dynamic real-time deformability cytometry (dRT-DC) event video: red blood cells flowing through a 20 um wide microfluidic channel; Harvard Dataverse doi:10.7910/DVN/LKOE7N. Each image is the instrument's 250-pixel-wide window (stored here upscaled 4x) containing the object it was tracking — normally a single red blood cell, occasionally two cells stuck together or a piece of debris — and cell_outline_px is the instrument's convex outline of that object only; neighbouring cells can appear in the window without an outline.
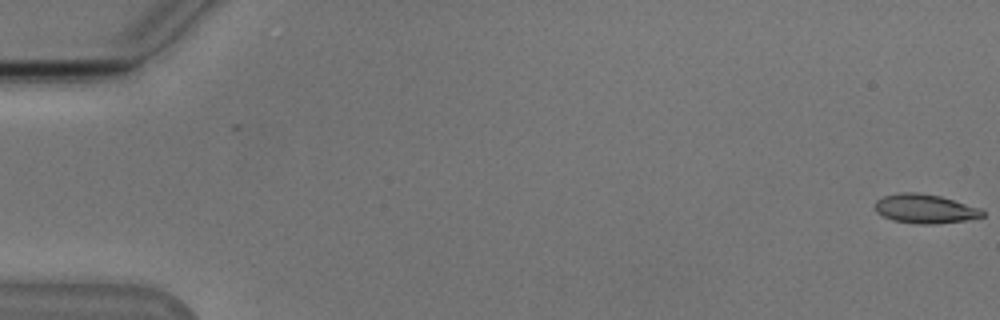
{"species": "Egyptian fruit bat (a non-hibernating species)", "species_latin": "Rousettus aegyptiacus", "temperature_condition": "cold", "stored_images_in_passage": 50, "camera_frame_rate_fps": 3000, "um_per_image_px": 0.085, "animal": {"sex": "male"}, "frame": {"image": 1, "passage_image": 1, "time_ms": 0.0, "image_size_px": [1000, 320], "cell_outline_px": [[984, 216], [964, 220], [936, 224], [916, 224], [892, 220], [876, 212], [876, 200], [884, 196], [900, 192], [916, 192], [940, 196], [980, 208], [984, 212]], "centroid_in_image_um": [78.61, 17.74], "position_along_channel_um": 6.4, "area_um2": 18.09}}
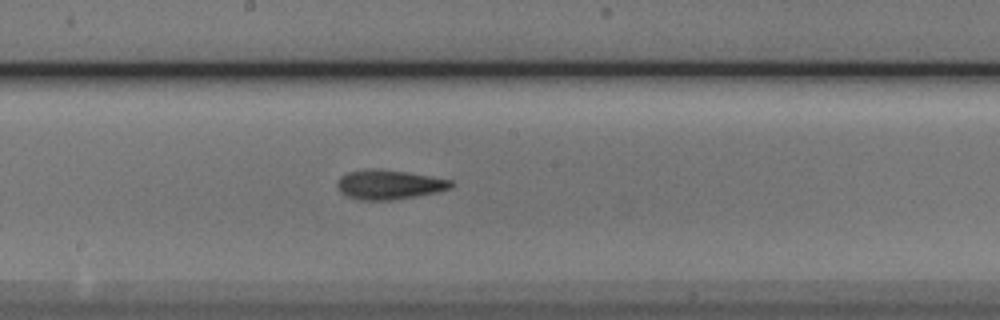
{"frame": {"image": 2, "passage_image": 30, "time_ms": 9.667, "image_size_px": [1000, 320], "cell_outline_px": [[456, 184], [452, 188], [440, 192], [392, 200], [360, 200], [344, 196], [340, 192], [336, 184], [340, 176], [348, 172], [372, 168], [404, 172], [432, 176], [452, 180]], "centroid_in_image_um": [33.09, 15.7], "position_along_channel_um": 215.1, "area_um2": 19.77}}
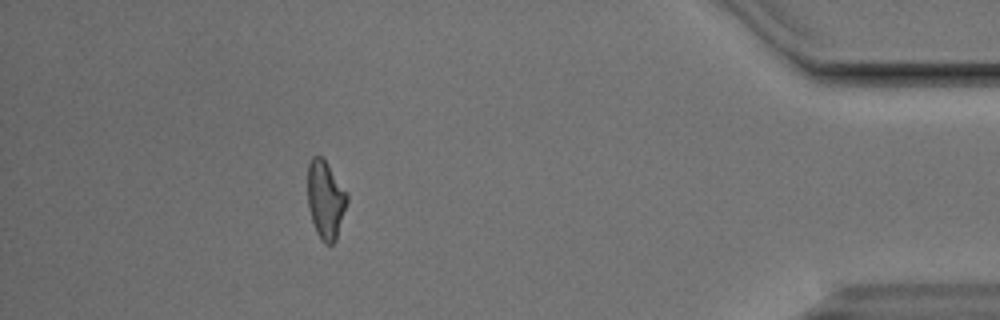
{"frame": {"image": 3, "passage_image": 49, "time_ms": 16.0, "image_size_px": [1000, 320], "cell_outline_px": [[348, 200], [336, 240], [332, 244], [324, 244], [320, 240], [316, 232], [308, 208], [308, 164], [312, 156], [320, 156], [324, 160], [348, 196]], "centroid_in_image_um": [27.65, 17.03], "position_along_channel_um": 407.5, "area_um2": 17.63}}